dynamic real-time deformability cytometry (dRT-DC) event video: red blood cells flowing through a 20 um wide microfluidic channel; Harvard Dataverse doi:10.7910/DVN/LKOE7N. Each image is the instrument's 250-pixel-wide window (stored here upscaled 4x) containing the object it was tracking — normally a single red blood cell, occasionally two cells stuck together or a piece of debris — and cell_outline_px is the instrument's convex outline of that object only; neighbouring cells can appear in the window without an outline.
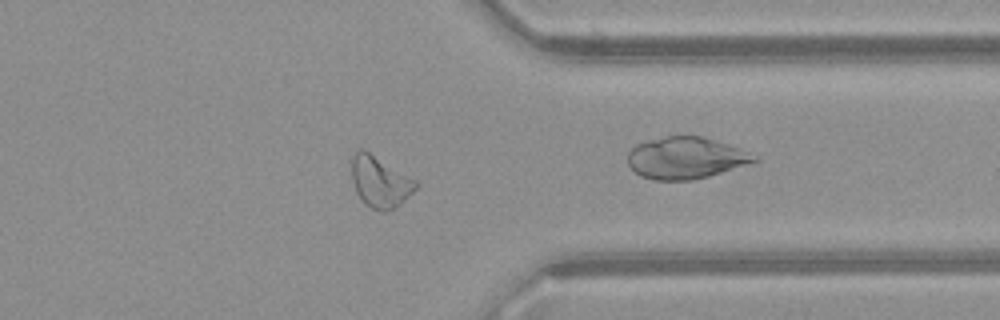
{"species": "common noctule bat (a hibernating species)", "species_latin": "Nyctalus noctula", "temperature_condition": "warm", "stored_images_in_passage": 39, "camera_frame_rate_fps": 3000, "um_per_image_px": 0.085, "animal": {"sex": "female", "body_mass_g": 21.9}, "frame": {"image": 1, "passage_image": 28, "time_ms": 9.0, "image_size_px": [1000, 320], "cell_outline_px": [[420, 184], [396, 208], [384, 212], [372, 208], [364, 204], [356, 192], [352, 180], [352, 160], [356, 152], [360, 148], [364, 148], [416, 180]], "centroid_in_image_um": [32.3, 15.45], "position_along_channel_um": 379.1, "area_um2": 19.13}, "authors_computed_cell_mechanics": {"area_um2": 18.2648, "velocity_mm_per_s": 4.1195, "shape_relaxation_time_tau1_ms": null, "shape_relaxation_time_tau2_ms": 4.7309, "deformation_change_tau1": null, "deformation_change_tau2": 0.1185}}